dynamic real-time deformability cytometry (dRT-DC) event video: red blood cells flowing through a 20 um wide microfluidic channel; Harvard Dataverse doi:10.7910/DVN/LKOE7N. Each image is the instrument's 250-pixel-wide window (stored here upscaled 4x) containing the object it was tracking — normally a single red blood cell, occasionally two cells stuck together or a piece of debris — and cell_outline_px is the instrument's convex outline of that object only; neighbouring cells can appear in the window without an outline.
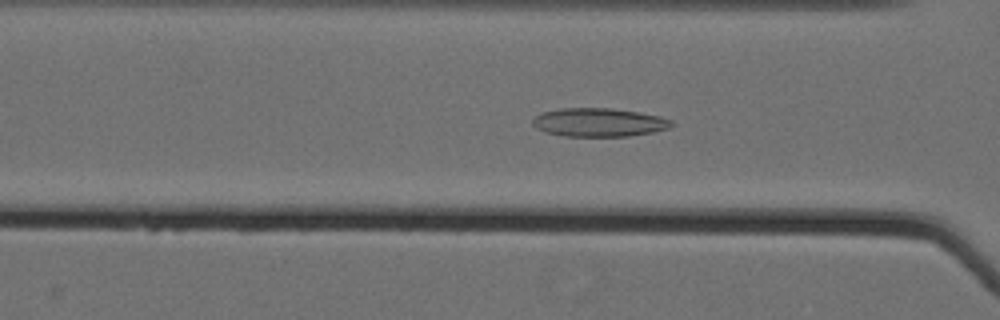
{"species": "Egyptian fruit bat (a non-hibernating species)", "species_latin": "Rousettus aegyptiacus", "temperature_condition": "cold", "stored_images_in_passage": 51, "camera_frame_rate_fps": 3000, "um_per_image_px": 0.085, "animal": {"sex": "female"}, "frame": {"image": 1, "passage_image": 19, "time_ms": 6.0, "image_size_px": [1000, 320], "cell_outline_px": [[676, 124], [668, 128], [652, 132], [628, 136], [564, 136], [544, 132], [536, 128], [532, 124], [532, 120], [536, 116], [544, 112], [560, 108], [612, 108], [640, 112], [660, 116], [672, 120]], "centroid_in_image_um": [50.92, 10.4], "position_along_channel_um": 115.7, "area_um2": 23.18}}
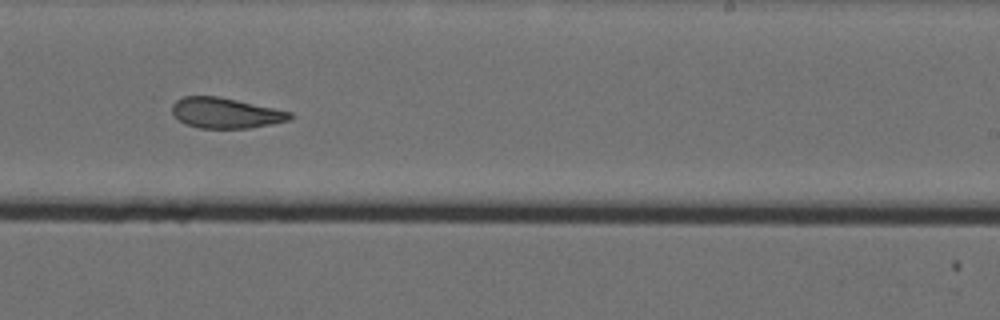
{"frame": {"image": 2, "passage_image": 32, "time_ms": 10.333, "image_size_px": [1000, 320], "cell_outline_px": [[292, 116], [288, 120], [272, 124], [248, 128], [200, 128], [184, 124], [172, 112], [172, 104], [176, 100], [184, 96], [220, 96], [292, 112]], "centroid_in_image_um": [19.16, 9.6], "position_along_channel_um": 269.8, "area_um2": 20.87}}
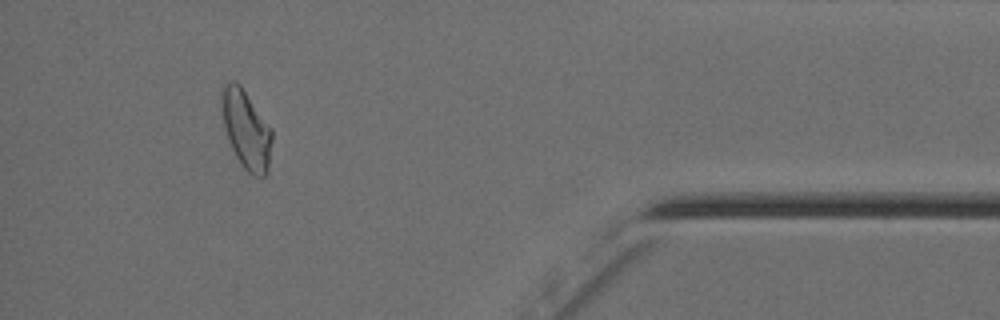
{"frame": {"image": 3, "passage_image": 47, "time_ms": 15.333, "image_size_px": [1000, 320], "cell_outline_px": [[272, 140], [268, 172], [264, 176], [252, 176], [240, 164], [228, 140], [224, 128], [220, 88], [228, 80], [236, 80], [240, 84], [272, 128]], "centroid_in_image_um": [20.92, 10.98], "position_along_channel_um": 414.3, "area_um2": 23.35}, "authors_computed_cell_mechanics": {"area_um2": 23.0044, "velocity_mm_per_s": 3.5614, "shape_relaxation_time_tau1_ms": null, "shape_relaxation_time_tau2_ms": 3.3873, "deformation_change_tau1": null, "deformation_change_tau2": 0.1116}}